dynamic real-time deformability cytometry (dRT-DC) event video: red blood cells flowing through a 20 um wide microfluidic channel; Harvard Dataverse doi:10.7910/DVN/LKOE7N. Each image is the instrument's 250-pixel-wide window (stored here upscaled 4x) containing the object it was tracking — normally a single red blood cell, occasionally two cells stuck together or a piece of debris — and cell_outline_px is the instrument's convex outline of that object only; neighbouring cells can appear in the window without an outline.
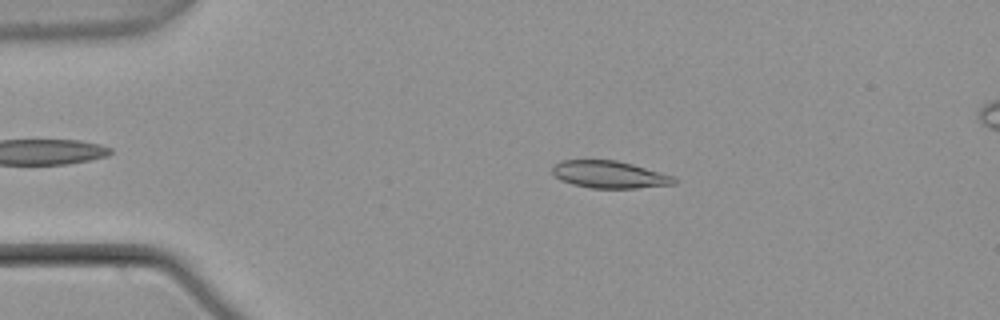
{"species": "common noctule bat (a hibernating species)", "species_latin": "Nyctalus noctula", "temperature_condition": "warm", "stored_images_in_passage": 46, "camera_frame_rate_fps": 3000, "um_per_image_px": 0.085, "animal": {"sex": "male", "body_mass_g": 21.5, "forearm_length_mm": 52.0}, "frame": {"image": 1, "passage_image": 10, "time_ms": 3.0, "image_size_px": [1000, 320], "cell_outline_px": [[680, 180], [676, 184], [636, 188], [592, 188], [572, 184], [560, 180], [552, 176], [552, 164], [560, 160], [616, 160], [632, 164], [676, 176]], "centroid_in_image_um": [51.81, 14.83], "position_along_channel_um": 33.2, "area_um2": 19.71}}
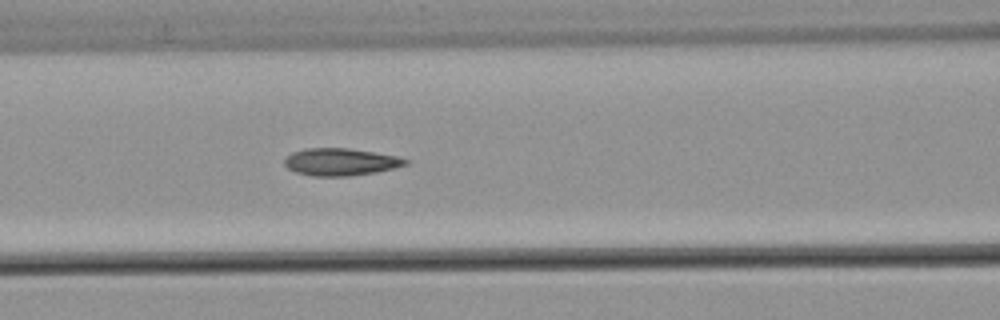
{"frame": {"image": 2, "passage_image": 22, "time_ms": 7.0, "image_size_px": [1000, 320], "cell_outline_px": [[408, 164], [376, 172], [348, 176], [312, 176], [296, 172], [288, 168], [284, 164], [284, 160], [292, 152], [308, 148], [348, 148], [396, 156], [408, 160]], "centroid_in_image_um": [28.92, 13.76], "position_along_channel_um": 137.7, "area_um2": 19.02}}
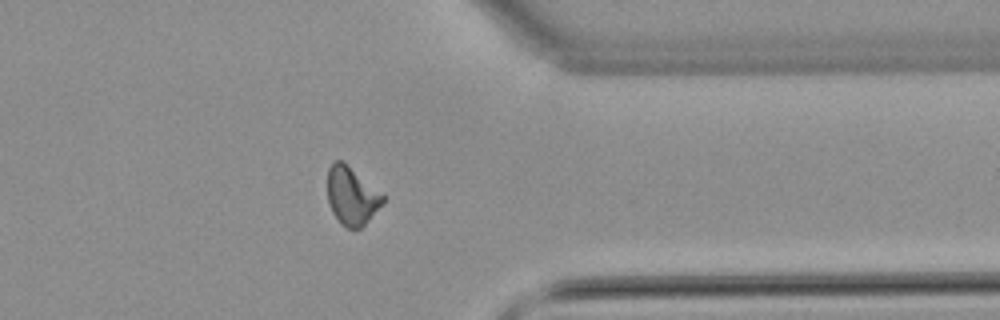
{"frame": {"image": 3, "passage_image": 42, "time_ms": 13.667, "image_size_px": [1000, 320], "cell_outline_px": [[384, 204], [360, 228], [348, 228], [340, 224], [332, 212], [328, 200], [328, 168], [332, 160], [344, 160], [384, 192]], "centroid_in_image_um": [29.93, 16.59], "position_along_channel_um": 381.5, "area_um2": 19.36}, "authors_computed_cell_mechanics": {"area_um2": 19.3919, "velocity_mm_per_s": 3.8005, "shape_relaxation_time_tau1_ms": 6.0773, "shape_relaxation_time_tau2_ms": 2.7556, "deformation_change_tau1": 0.185, "deformation_change_tau2": 0.0978}}